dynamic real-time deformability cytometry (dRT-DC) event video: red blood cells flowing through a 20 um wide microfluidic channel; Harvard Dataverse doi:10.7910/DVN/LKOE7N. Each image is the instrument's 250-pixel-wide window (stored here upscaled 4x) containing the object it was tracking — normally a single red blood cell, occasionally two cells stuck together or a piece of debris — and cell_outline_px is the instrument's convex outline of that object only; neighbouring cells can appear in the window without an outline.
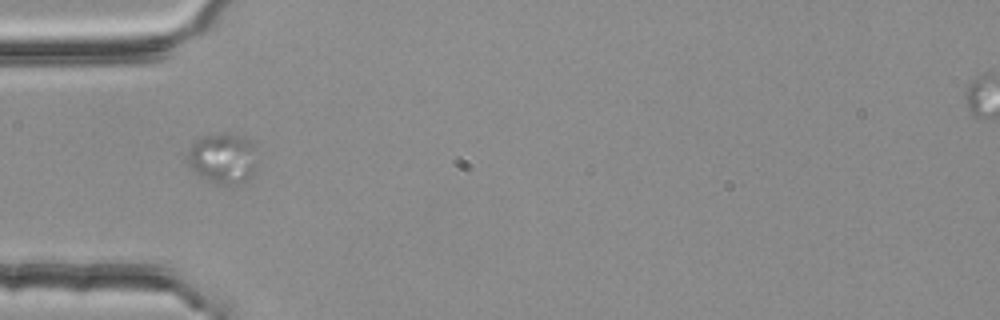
{"species": "common noctule bat (a hibernating species)", "species_latin": "Nyctalus noctula", "temperature_condition": "room temperature", "stored_images_in_passage": 2, "camera_frame_rate_fps": 3000, "um_per_image_px": 0.085, "animal": {"sex": "female", "body_mass_g": 25.1}, "frame": {"image": 1, "passage_image": 2, "time_ms": 0.333, "image_size_px": [1000, 320], "cell_outline_px": [[252, 176], [244, 180], [228, 184], [216, 184], [192, 172], [184, 156], [188, 148], [196, 136], [224, 132], [228, 132], [244, 136], [252, 144]], "centroid_in_image_um": [18.77, 13.4], "position_along_channel_um": 66.2, "area_um2": 20.52}}